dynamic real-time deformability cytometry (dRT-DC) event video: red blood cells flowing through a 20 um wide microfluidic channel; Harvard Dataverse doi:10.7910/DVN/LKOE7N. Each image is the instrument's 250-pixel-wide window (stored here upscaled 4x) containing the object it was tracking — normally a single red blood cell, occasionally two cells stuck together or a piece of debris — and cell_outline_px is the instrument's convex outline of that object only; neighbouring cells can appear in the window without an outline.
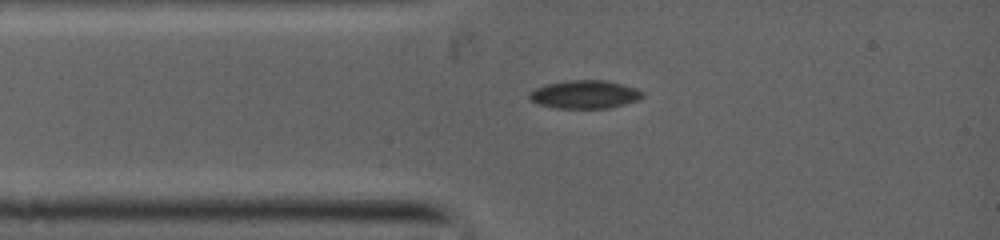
{"species": "common noctule bat (a hibernating species)", "species_latin": "Nyctalus noctula", "temperature_condition": "warm", "stored_images_in_passage": 39, "camera_frame_rate_fps": 5000, "um_per_image_px": 0.085, "animal": {"sex": "female", "body_mass_g": 19.0, "forearm_length_mm": 53.3}, "frame": {"image": 1, "passage_image": 1, "time_ms": 0.0, "image_size_px": [1000, 240], "cell_outline_px": [[644, 96], [636, 100], [624, 104], [608, 108], [560, 108], [540, 104], [528, 100], [528, 92], [536, 88], [548, 84], [568, 80], [604, 80], [636, 88], [644, 92]], "centroid_in_image_um": [49.68, 8.02], "position_along_channel_um": 35.3, "area_um2": 18.44}}
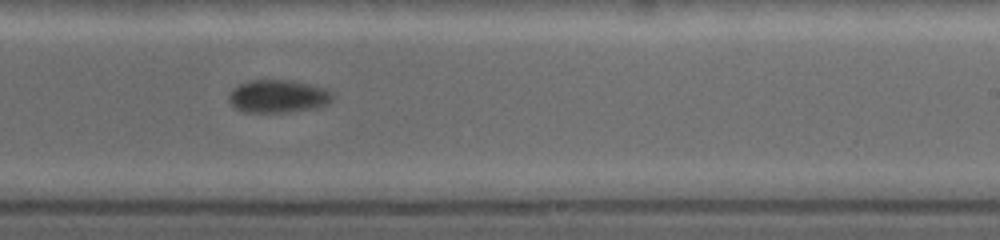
{"frame": {"image": 2, "passage_image": 17, "time_ms": 5.4, "image_size_px": [1000, 240], "cell_outline_px": [[332, 96], [324, 104], [308, 108], [276, 112], [256, 112], [236, 108], [232, 104], [232, 92], [240, 84], [252, 80], [284, 80], [324, 88]], "centroid_in_image_um": [23.59, 8.17], "position_along_channel_um": 265.4, "area_um2": 18.32}}
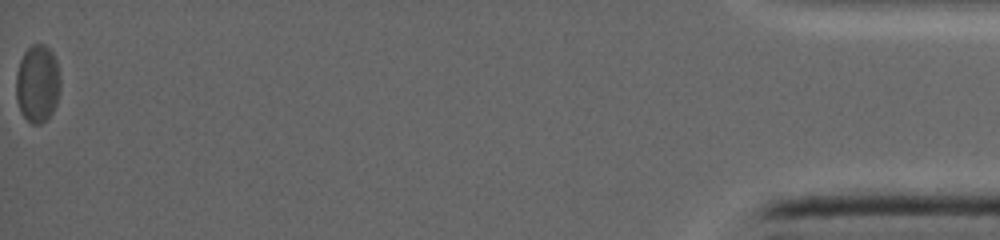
{"frame": {"image": 3, "passage_image": 39, "time_ms": 12.6, "image_size_px": [1000, 240], "cell_outline_px": [[60, 88], [56, 104], [52, 112], [40, 124], [32, 124], [24, 116], [16, 100], [16, 76], [20, 60], [24, 52], [32, 44], [44, 44], [52, 52], [56, 60], [60, 76]], "centroid_in_image_um": [3.19, 7.09], "position_along_channel_um": 432.0, "area_um2": 19.94}}